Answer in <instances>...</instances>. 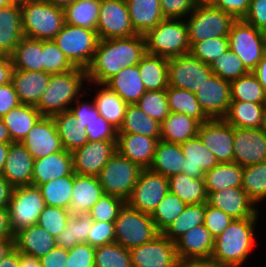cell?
I'll return each instance as SVG.
<instances>
[{
	"label": "cell",
	"instance_id": "cell-18",
	"mask_svg": "<svg viewBox=\"0 0 266 267\" xmlns=\"http://www.w3.org/2000/svg\"><path fill=\"white\" fill-rule=\"evenodd\" d=\"M206 203L222 210L233 219L262 218L263 208L259 210L241 187H227L217 192H207Z\"/></svg>",
	"mask_w": 266,
	"mask_h": 267
},
{
	"label": "cell",
	"instance_id": "cell-80",
	"mask_svg": "<svg viewBox=\"0 0 266 267\" xmlns=\"http://www.w3.org/2000/svg\"><path fill=\"white\" fill-rule=\"evenodd\" d=\"M43 1H46V2L51 3L53 5H57L59 7L64 8L66 5H69L76 0H43Z\"/></svg>",
	"mask_w": 266,
	"mask_h": 267
},
{
	"label": "cell",
	"instance_id": "cell-58",
	"mask_svg": "<svg viewBox=\"0 0 266 267\" xmlns=\"http://www.w3.org/2000/svg\"><path fill=\"white\" fill-rule=\"evenodd\" d=\"M125 203L126 202L119 197L103 194L92 206L89 215L95 221L114 222Z\"/></svg>",
	"mask_w": 266,
	"mask_h": 267
},
{
	"label": "cell",
	"instance_id": "cell-6",
	"mask_svg": "<svg viewBox=\"0 0 266 267\" xmlns=\"http://www.w3.org/2000/svg\"><path fill=\"white\" fill-rule=\"evenodd\" d=\"M115 242L124 248H132L151 241L159 234L150 214L123 205L114 221Z\"/></svg>",
	"mask_w": 266,
	"mask_h": 267
},
{
	"label": "cell",
	"instance_id": "cell-49",
	"mask_svg": "<svg viewBox=\"0 0 266 267\" xmlns=\"http://www.w3.org/2000/svg\"><path fill=\"white\" fill-rule=\"evenodd\" d=\"M73 179L74 173L39 185L45 204L68 210L72 199Z\"/></svg>",
	"mask_w": 266,
	"mask_h": 267
},
{
	"label": "cell",
	"instance_id": "cell-21",
	"mask_svg": "<svg viewBox=\"0 0 266 267\" xmlns=\"http://www.w3.org/2000/svg\"><path fill=\"white\" fill-rule=\"evenodd\" d=\"M34 159L64 150L52 117L42 116L21 141Z\"/></svg>",
	"mask_w": 266,
	"mask_h": 267
},
{
	"label": "cell",
	"instance_id": "cell-15",
	"mask_svg": "<svg viewBox=\"0 0 266 267\" xmlns=\"http://www.w3.org/2000/svg\"><path fill=\"white\" fill-rule=\"evenodd\" d=\"M132 267H177L175 243L159 233L151 241L130 250Z\"/></svg>",
	"mask_w": 266,
	"mask_h": 267
},
{
	"label": "cell",
	"instance_id": "cell-71",
	"mask_svg": "<svg viewBox=\"0 0 266 267\" xmlns=\"http://www.w3.org/2000/svg\"><path fill=\"white\" fill-rule=\"evenodd\" d=\"M177 267H223L211 258L179 259Z\"/></svg>",
	"mask_w": 266,
	"mask_h": 267
},
{
	"label": "cell",
	"instance_id": "cell-20",
	"mask_svg": "<svg viewBox=\"0 0 266 267\" xmlns=\"http://www.w3.org/2000/svg\"><path fill=\"white\" fill-rule=\"evenodd\" d=\"M266 161V134L261 128L234 127L233 162L242 167Z\"/></svg>",
	"mask_w": 266,
	"mask_h": 267
},
{
	"label": "cell",
	"instance_id": "cell-48",
	"mask_svg": "<svg viewBox=\"0 0 266 267\" xmlns=\"http://www.w3.org/2000/svg\"><path fill=\"white\" fill-rule=\"evenodd\" d=\"M204 216L205 203L186 205L183 212L162 232V234L175 243L192 227L204 224Z\"/></svg>",
	"mask_w": 266,
	"mask_h": 267
},
{
	"label": "cell",
	"instance_id": "cell-69",
	"mask_svg": "<svg viewBox=\"0 0 266 267\" xmlns=\"http://www.w3.org/2000/svg\"><path fill=\"white\" fill-rule=\"evenodd\" d=\"M13 70L10 56H0V86L11 82Z\"/></svg>",
	"mask_w": 266,
	"mask_h": 267
},
{
	"label": "cell",
	"instance_id": "cell-47",
	"mask_svg": "<svg viewBox=\"0 0 266 267\" xmlns=\"http://www.w3.org/2000/svg\"><path fill=\"white\" fill-rule=\"evenodd\" d=\"M241 188L261 209V204L266 203V161L243 167Z\"/></svg>",
	"mask_w": 266,
	"mask_h": 267
},
{
	"label": "cell",
	"instance_id": "cell-5",
	"mask_svg": "<svg viewBox=\"0 0 266 267\" xmlns=\"http://www.w3.org/2000/svg\"><path fill=\"white\" fill-rule=\"evenodd\" d=\"M146 53L173 58L190 52L185 19L165 18L145 35Z\"/></svg>",
	"mask_w": 266,
	"mask_h": 267
},
{
	"label": "cell",
	"instance_id": "cell-75",
	"mask_svg": "<svg viewBox=\"0 0 266 267\" xmlns=\"http://www.w3.org/2000/svg\"><path fill=\"white\" fill-rule=\"evenodd\" d=\"M19 267H41L40 259L38 257L19 252Z\"/></svg>",
	"mask_w": 266,
	"mask_h": 267
},
{
	"label": "cell",
	"instance_id": "cell-23",
	"mask_svg": "<svg viewBox=\"0 0 266 267\" xmlns=\"http://www.w3.org/2000/svg\"><path fill=\"white\" fill-rule=\"evenodd\" d=\"M34 158L21 142L9 144L2 176L13 186L31 185Z\"/></svg>",
	"mask_w": 266,
	"mask_h": 267
},
{
	"label": "cell",
	"instance_id": "cell-14",
	"mask_svg": "<svg viewBox=\"0 0 266 267\" xmlns=\"http://www.w3.org/2000/svg\"><path fill=\"white\" fill-rule=\"evenodd\" d=\"M96 32L99 39L126 38L136 35L126 0H101Z\"/></svg>",
	"mask_w": 266,
	"mask_h": 267
},
{
	"label": "cell",
	"instance_id": "cell-28",
	"mask_svg": "<svg viewBox=\"0 0 266 267\" xmlns=\"http://www.w3.org/2000/svg\"><path fill=\"white\" fill-rule=\"evenodd\" d=\"M104 194L97 176L79 175L74 172L72 199L68 208L71 214H89L92 206Z\"/></svg>",
	"mask_w": 266,
	"mask_h": 267
},
{
	"label": "cell",
	"instance_id": "cell-63",
	"mask_svg": "<svg viewBox=\"0 0 266 267\" xmlns=\"http://www.w3.org/2000/svg\"><path fill=\"white\" fill-rule=\"evenodd\" d=\"M161 12L165 18L185 19L194 9L192 0H160Z\"/></svg>",
	"mask_w": 266,
	"mask_h": 267
},
{
	"label": "cell",
	"instance_id": "cell-39",
	"mask_svg": "<svg viewBox=\"0 0 266 267\" xmlns=\"http://www.w3.org/2000/svg\"><path fill=\"white\" fill-rule=\"evenodd\" d=\"M43 40L24 36L10 55L14 69L43 71Z\"/></svg>",
	"mask_w": 266,
	"mask_h": 267
},
{
	"label": "cell",
	"instance_id": "cell-32",
	"mask_svg": "<svg viewBox=\"0 0 266 267\" xmlns=\"http://www.w3.org/2000/svg\"><path fill=\"white\" fill-rule=\"evenodd\" d=\"M104 85L127 104H136L147 91L142 83L138 64L123 68Z\"/></svg>",
	"mask_w": 266,
	"mask_h": 267
},
{
	"label": "cell",
	"instance_id": "cell-54",
	"mask_svg": "<svg viewBox=\"0 0 266 267\" xmlns=\"http://www.w3.org/2000/svg\"><path fill=\"white\" fill-rule=\"evenodd\" d=\"M209 66L213 74L230 82L249 72L242 60L231 50L219 56Z\"/></svg>",
	"mask_w": 266,
	"mask_h": 267
},
{
	"label": "cell",
	"instance_id": "cell-61",
	"mask_svg": "<svg viewBox=\"0 0 266 267\" xmlns=\"http://www.w3.org/2000/svg\"><path fill=\"white\" fill-rule=\"evenodd\" d=\"M115 242L114 222L95 221L88 234V244L97 248Z\"/></svg>",
	"mask_w": 266,
	"mask_h": 267
},
{
	"label": "cell",
	"instance_id": "cell-4",
	"mask_svg": "<svg viewBox=\"0 0 266 267\" xmlns=\"http://www.w3.org/2000/svg\"><path fill=\"white\" fill-rule=\"evenodd\" d=\"M21 21L24 36L53 40L65 24L64 9L43 0H21Z\"/></svg>",
	"mask_w": 266,
	"mask_h": 267
},
{
	"label": "cell",
	"instance_id": "cell-76",
	"mask_svg": "<svg viewBox=\"0 0 266 267\" xmlns=\"http://www.w3.org/2000/svg\"><path fill=\"white\" fill-rule=\"evenodd\" d=\"M14 248V239H0V261Z\"/></svg>",
	"mask_w": 266,
	"mask_h": 267
},
{
	"label": "cell",
	"instance_id": "cell-56",
	"mask_svg": "<svg viewBox=\"0 0 266 267\" xmlns=\"http://www.w3.org/2000/svg\"><path fill=\"white\" fill-rule=\"evenodd\" d=\"M229 51L228 37H218L193 43L190 46V54L210 65L219 56Z\"/></svg>",
	"mask_w": 266,
	"mask_h": 267
},
{
	"label": "cell",
	"instance_id": "cell-9",
	"mask_svg": "<svg viewBox=\"0 0 266 267\" xmlns=\"http://www.w3.org/2000/svg\"><path fill=\"white\" fill-rule=\"evenodd\" d=\"M53 41L75 67L86 69L93 59L99 38L96 30L65 23Z\"/></svg>",
	"mask_w": 266,
	"mask_h": 267
},
{
	"label": "cell",
	"instance_id": "cell-16",
	"mask_svg": "<svg viewBox=\"0 0 266 267\" xmlns=\"http://www.w3.org/2000/svg\"><path fill=\"white\" fill-rule=\"evenodd\" d=\"M197 136L219 163L233 162L234 127L224 119H210L200 124Z\"/></svg>",
	"mask_w": 266,
	"mask_h": 267
},
{
	"label": "cell",
	"instance_id": "cell-35",
	"mask_svg": "<svg viewBox=\"0 0 266 267\" xmlns=\"http://www.w3.org/2000/svg\"><path fill=\"white\" fill-rule=\"evenodd\" d=\"M184 160L185 157L180 144L159 140L149 169L169 178L172 175L182 173Z\"/></svg>",
	"mask_w": 266,
	"mask_h": 267
},
{
	"label": "cell",
	"instance_id": "cell-17",
	"mask_svg": "<svg viewBox=\"0 0 266 267\" xmlns=\"http://www.w3.org/2000/svg\"><path fill=\"white\" fill-rule=\"evenodd\" d=\"M116 152V140L88 141L72 153L73 170L79 175L98 176Z\"/></svg>",
	"mask_w": 266,
	"mask_h": 267
},
{
	"label": "cell",
	"instance_id": "cell-22",
	"mask_svg": "<svg viewBox=\"0 0 266 267\" xmlns=\"http://www.w3.org/2000/svg\"><path fill=\"white\" fill-rule=\"evenodd\" d=\"M160 138L141 134H117L116 152L139 164L143 169L149 168L153 162L156 146Z\"/></svg>",
	"mask_w": 266,
	"mask_h": 267
},
{
	"label": "cell",
	"instance_id": "cell-74",
	"mask_svg": "<svg viewBox=\"0 0 266 267\" xmlns=\"http://www.w3.org/2000/svg\"><path fill=\"white\" fill-rule=\"evenodd\" d=\"M0 267H19V251L15 247L0 261Z\"/></svg>",
	"mask_w": 266,
	"mask_h": 267
},
{
	"label": "cell",
	"instance_id": "cell-44",
	"mask_svg": "<svg viewBox=\"0 0 266 267\" xmlns=\"http://www.w3.org/2000/svg\"><path fill=\"white\" fill-rule=\"evenodd\" d=\"M101 0H76L64 9L65 23L96 30Z\"/></svg>",
	"mask_w": 266,
	"mask_h": 267
},
{
	"label": "cell",
	"instance_id": "cell-55",
	"mask_svg": "<svg viewBox=\"0 0 266 267\" xmlns=\"http://www.w3.org/2000/svg\"><path fill=\"white\" fill-rule=\"evenodd\" d=\"M42 53L43 71L49 74L65 73L75 68L53 40H43Z\"/></svg>",
	"mask_w": 266,
	"mask_h": 267
},
{
	"label": "cell",
	"instance_id": "cell-68",
	"mask_svg": "<svg viewBox=\"0 0 266 267\" xmlns=\"http://www.w3.org/2000/svg\"><path fill=\"white\" fill-rule=\"evenodd\" d=\"M68 250L55 246L44 256H41V267H67L68 266Z\"/></svg>",
	"mask_w": 266,
	"mask_h": 267
},
{
	"label": "cell",
	"instance_id": "cell-8",
	"mask_svg": "<svg viewBox=\"0 0 266 267\" xmlns=\"http://www.w3.org/2000/svg\"><path fill=\"white\" fill-rule=\"evenodd\" d=\"M142 170L139 164L115 152L97 177L104 194L119 197L126 202Z\"/></svg>",
	"mask_w": 266,
	"mask_h": 267
},
{
	"label": "cell",
	"instance_id": "cell-53",
	"mask_svg": "<svg viewBox=\"0 0 266 267\" xmlns=\"http://www.w3.org/2000/svg\"><path fill=\"white\" fill-rule=\"evenodd\" d=\"M136 105L159 123H162L170 113L166 90L146 91Z\"/></svg>",
	"mask_w": 266,
	"mask_h": 267
},
{
	"label": "cell",
	"instance_id": "cell-65",
	"mask_svg": "<svg viewBox=\"0 0 266 267\" xmlns=\"http://www.w3.org/2000/svg\"><path fill=\"white\" fill-rule=\"evenodd\" d=\"M247 23L262 30L266 27V0H251L249 10L243 18Z\"/></svg>",
	"mask_w": 266,
	"mask_h": 267
},
{
	"label": "cell",
	"instance_id": "cell-51",
	"mask_svg": "<svg viewBox=\"0 0 266 267\" xmlns=\"http://www.w3.org/2000/svg\"><path fill=\"white\" fill-rule=\"evenodd\" d=\"M185 207L186 204L178 196L168 191L151 214L157 231L162 233L183 212Z\"/></svg>",
	"mask_w": 266,
	"mask_h": 267
},
{
	"label": "cell",
	"instance_id": "cell-25",
	"mask_svg": "<svg viewBox=\"0 0 266 267\" xmlns=\"http://www.w3.org/2000/svg\"><path fill=\"white\" fill-rule=\"evenodd\" d=\"M185 157L182 173L191 178H204L205 172L217 166L215 155L204 145L198 136L180 144Z\"/></svg>",
	"mask_w": 266,
	"mask_h": 267
},
{
	"label": "cell",
	"instance_id": "cell-67",
	"mask_svg": "<svg viewBox=\"0 0 266 267\" xmlns=\"http://www.w3.org/2000/svg\"><path fill=\"white\" fill-rule=\"evenodd\" d=\"M20 101L12 82L0 86V118L18 107Z\"/></svg>",
	"mask_w": 266,
	"mask_h": 267
},
{
	"label": "cell",
	"instance_id": "cell-72",
	"mask_svg": "<svg viewBox=\"0 0 266 267\" xmlns=\"http://www.w3.org/2000/svg\"><path fill=\"white\" fill-rule=\"evenodd\" d=\"M14 187L0 175V208H8Z\"/></svg>",
	"mask_w": 266,
	"mask_h": 267
},
{
	"label": "cell",
	"instance_id": "cell-46",
	"mask_svg": "<svg viewBox=\"0 0 266 267\" xmlns=\"http://www.w3.org/2000/svg\"><path fill=\"white\" fill-rule=\"evenodd\" d=\"M94 219L89 214H71L66 228L55 238L56 246L72 249L80 243H88V234Z\"/></svg>",
	"mask_w": 266,
	"mask_h": 267
},
{
	"label": "cell",
	"instance_id": "cell-34",
	"mask_svg": "<svg viewBox=\"0 0 266 267\" xmlns=\"http://www.w3.org/2000/svg\"><path fill=\"white\" fill-rule=\"evenodd\" d=\"M200 123L182 113H169L161 123L160 140L181 144L197 136Z\"/></svg>",
	"mask_w": 266,
	"mask_h": 267
},
{
	"label": "cell",
	"instance_id": "cell-40",
	"mask_svg": "<svg viewBox=\"0 0 266 267\" xmlns=\"http://www.w3.org/2000/svg\"><path fill=\"white\" fill-rule=\"evenodd\" d=\"M63 148L73 152L88 142L86 127L77 123L75 116L70 110L57 113L52 116Z\"/></svg>",
	"mask_w": 266,
	"mask_h": 267
},
{
	"label": "cell",
	"instance_id": "cell-59",
	"mask_svg": "<svg viewBox=\"0 0 266 267\" xmlns=\"http://www.w3.org/2000/svg\"><path fill=\"white\" fill-rule=\"evenodd\" d=\"M87 92L83 93L71 106L70 111L75 116L77 123L83 127L88 126L92 121L100 117L98 109L95 107L94 101L87 96ZM83 97V98H82ZM87 97V98H86ZM88 99V101L86 100ZM90 99V100H89Z\"/></svg>",
	"mask_w": 266,
	"mask_h": 267
},
{
	"label": "cell",
	"instance_id": "cell-12",
	"mask_svg": "<svg viewBox=\"0 0 266 267\" xmlns=\"http://www.w3.org/2000/svg\"><path fill=\"white\" fill-rule=\"evenodd\" d=\"M213 74L210 66L190 53L169 58L168 86L196 93L201 85Z\"/></svg>",
	"mask_w": 266,
	"mask_h": 267
},
{
	"label": "cell",
	"instance_id": "cell-3",
	"mask_svg": "<svg viewBox=\"0 0 266 267\" xmlns=\"http://www.w3.org/2000/svg\"><path fill=\"white\" fill-rule=\"evenodd\" d=\"M86 84V69L80 67L65 73L52 74L35 108L42 116L47 117L67 111L86 92Z\"/></svg>",
	"mask_w": 266,
	"mask_h": 267
},
{
	"label": "cell",
	"instance_id": "cell-37",
	"mask_svg": "<svg viewBox=\"0 0 266 267\" xmlns=\"http://www.w3.org/2000/svg\"><path fill=\"white\" fill-rule=\"evenodd\" d=\"M265 110L266 104L231 101L223 119L236 128H261Z\"/></svg>",
	"mask_w": 266,
	"mask_h": 267
},
{
	"label": "cell",
	"instance_id": "cell-41",
	"mask_svg": "<svg viewBox=\"0 0 266 267\" xmlns=\"http://www.w3.org/2000/svg\"><path fill=\"white\" fill-rule=\"evenodd\" d=\"M168 179L169 191L178 196L186 205L207 201L204 178H191L187 174L179 173Z\"/></svg>",
	"mask_w": 266,
	"mask_h": 267
},
{
	"label": "cell",
	"instance_id": "cell-13",
	"mask_svg": "<svg viewBox=\"0 0 266 267\" xmlns=\"http://www.w3.org/2000/svg\"><path fill=\"white\" fill-rule=\"evenodd\" d=\"M169 191V179L161 174L143 169L126 203L140 212L152 214Z\"/></svg>",
	"mask_w": 266,
	"mask_h": 267
},
{
	"label": "cell",
	"instance_id": "cell-7",
	"mask_svg": "<svg viewBox=\"0 0 266 267\" xmlns=\"http://www.w3.org/2000/svg\"><path fill=\"white\" fill-rule=\"evenodd\" d=\"M236 19L214 6L195 7L185 18L190 46L193 43L227 37Z\"/></svg>",
	"mask_w": 266,
	"mask_h": 267
},
{
	"label": "cell",
	"instance_id": "cell-11",
	"mask_svg": "<svg viewBox=\"0 0 266 267\" xmlns=\"http://www.w3.org/2000/svg\"><path fill=\"white\" fill-rule=\"evenodd\" d=\"M227 37L229 50L252 72L266 53L261 30L240 19L234 22Z\"/></svg>",
	"mask_w": 266,
	"mask_h": 267
},
{
	"label": "cell",
	"instance_id": "cell-43",
	"mask_svg": "<svg viewBox=\"0 0 266 267\" xmlns=\"http://www.w3.org/2000/svg\"><path fill=\"white\" fill-rule=\"evenodd\" d=\"M243 167L235 162L219 163L204 175L206 192L242 186Z\"/></svg>",
	"mask_w": 266,
	"mask_h": 267
},
{
	"label": "cell",
	"instance_id": "cell-66",
	"mask_svg": "<svg viewBox=\"0 0 266 267\" xmlns=\"http://www.w3.org/2000/svg\"><path fill=\"white\" fill-rule=\"evenodd\" d=\"M251 0H216L214 7L233 16L236 20L243 19L249 10Z\"/></svg>",
	"mask_w": 266,
	"mask_h": 267
},
{
	"label": "cell",
	"instance_id": "cell-50",
	"mask_svg": "<svg viewBox=\"0 0 266 267\" xmlns=\"http://www.w3.org/2000/svg\"><path fill=\"white\" fill-rule=\"evenodd\" d=\"M231 101L266 104V93L253 72L230 82Z\"/></svg>",
	"mask_w": 266,
	"mask_h": 267
},
{
	"label": "cell",
	"instance_id": "cell-33",
	"mask_svg": "<svg viewBox=\"0 0 266 267\" xmlns=\"http://www.w3.org/2000/svg\"><path fill=\"white\" fill-rule=\"evenodd\" d=\"M130 21L137 34L145 35L165 19L160 0H126Z\"/></svg>",
	"mask_w": 266,
	"mask_h": 267
},
{
	"label": "cell",
	"instance_id": "cell-73",
	"mask_svg": "<svg viewBox=\"0 0 266 267\" xmlns=\"http://www.w3.org/2000/svg\"><path fill=\"white\" fill-rule=\"evenodd\" d=\"M252 72L255 74L266 93V53Z\"/></svg>",
	"mask_w": 266,
	"mask_h": 267
},
{
	"label": "cell",
	"instance_id": "cell-19",
	"mask_svg": "<svg viewBox=\"0 0 266 267\" xmlns=\"http://www.w3.org/2000/svg\"><path fill=\"white\" fill-rule=\"evenodd\" d=\"M195 96L210 119H223L231 103L230 81L212 74L197 90Z\"/></svg>",
	"mask_w": 266,
	"mask_h": 267
},
{
	"label": "cell",
	"instance_id": "cell-30",
	"mask_svg": "<svg viewBox=\"0 0 266 267\" xmlns=\"http://www.w3.org/2000/svg\"><path fill=\"white\" fill-rule=\"evenodd\" d=\"M23 37L20 1L1 7L0 56H10Z\"/></svg>",
	"mask_w": 266,
	"mask_h": 267
},
{
	"label": "cell",
	"instance_id": "cell-2",
	"mask_svg": "<svg viewBox=\"0 0 266 267\" xmlns=\"http://www.w3.org/2000/svg\"><path fill=\"white\" fill-rule=\"evenodd\" d=\"M260 218L233 219L229 226L214 239L211 259L223 267H244L249 264L255 247ZM252 253V254H251Z\"/></svg>",
	"mask_w": 266,
	"mask_h": 267
},
{
	"label": "cell",
	"instance_id": "cell-1",
	"mask_svg": "<svg viewBox=\"0 0 266 267\" xmlns=\"http://www.w3.org/2000/svg\"><path fill=\"white\" fill-rule=\"evenodd\" d=\"M146 54L144 35L99 39L90 65L86 68L88 84H105L123 68L134 66Z\"/></svg>",
	"mask_w": 266,
	"mask_h": 267
},
{
	"label": "cell",
	"instance_id": "cell-62",
	"mask_svg": "<svg viewBox=\"0 0 266 267\" xmlns=\"http://www.w3.org/2000/svg\"><path fill=\"white\" fill-rule=\"evenodd\" d=\"M95 248L88 243H80L68 250L67 267H95Z\"/></svg>",
	"mask_w": 266,
	"mask_h": 267
},
{
	"label": "cell",
	"instance_id": "cell-64",
	"mask_svg": "<svg viewBox=\"0 0 266 267\" xmlns=\"http://www.w3.org/2000/svg\"><path fill=\"white\" fill-rule=\"evenodd\" d=\"M88 141L116 140L117 129L108 123L102 116L86 126Z\"/></svg>",
	"mask_w": 266,
	"mask_h": 267
},
{
	"label": "cell",
	"instance_id": "cell-52",
	"mask_svg": "<svg viewBox=\"0 0 266 267\" xmlns=\"http://www.w3.org/2000/svg\"><path fill=\"white\" fill-rule=\"evenodd\" d=\"M95 267H132L130 250L116 242L95 248Z\"/></svg>",
	"mask_w": 266,
	"mask_h": 267
},
{
	"label": "cell",
	"instance_id": "cell-79",
	"mask_svg": "<svg viewBox=\"0 0 266 267\" xmlns=\"http://www.w3.org/2000/svg\"><path fill=\"white\" fill-rule=\"evenodd\" d=\"M195 7H208V6H214L216 3V0H192Z\"/></svg>",
	"mask_w": 266,
	"mask_h": 267
},
{
	"label": "cell",
	"instance_id": "cell-38",
	"mask_svg": "<svg viewBox=\"0 0 266 267\" xmlns=\"http://www.w3.org/2000/svg\"><path fill=\"white\" fill-rule=\"evenodd\" d=\"M42 117L33 105L20 104L2 117L12 142H21Z\"/></svg>",
	"mask_w": 266,
	"mask_h": 267
},
{
	"label": "cell",
	"instance_id": "cell-24",
	"mask_svg": "<svg viewBox=\"0 0 266 267\" xmlns=\"http://www.w3.org/2000/svg\"><path fill=\"white\" fill-rule=\"evenodd\" d=\"M74 173L72 153L62 150L34 159L31 185L39 186Z\"/></svg>",
	"mask_w": 266,
	"mask_h": 267
},
{
	"label": "cell",
	"instance_id": "cell-42",
	"mask_svg": "<svg viewBox=\"0 0 266 267\" xmlns=\"http://www.w3.org/2000/svg\"><path fill=\"white\" fill-rule=\"evenodd\" d=\"M161 123L146 115L136 104H128L117 134H141L160 138Z\"/></svg>",
	"mask_w": 266,
	"mask_h": 267
},
{
	"label": "cell",
	"instance_id": "cell-60",
	"mask_svg": "<svg viewBox=\"0 0 266 267\" xmlns=\"http://www.w3.org/2000/svg\"><path fill=\"white\" fill-rule=\"evenodd\" d=\"M232 220L231 216L205 202L204 226L214 239L229 226Z\"/></svg>",
	"mask_w": 266,
	"mask_h": 267
},
{
	"label": "cell",
	"instance_id": "cell-77",
	"mask_svg": "<svg viewBox=\"0 0 266 267\" xmlns=\"http://www.w3.org/2000/svg\"><path fill=\"white\" fill-rule=\"evenodd\" d=\"M0 143H13L10 133L2 118H0Z\"/></svg>",
	"mask_w": 266,
	"mask_h": 267
},
{
	"label": "cell",
	"instance_id": "cell-27",
	"mask_svg": "<svg viewBox=\"0 0 266 267\" xmlns=\"http://www.w3.org/2000/svg\"><path fill=\"white\" fill-rule=\"evenodd\" d=\"M88 85L89 84H87L86 92L89 94L88 96H93L92 98L95 107L98 109L100 116H102L108 123L118 130L122 125L128 104L104 84L90 83V85Z\"/></svg>",
	"mask_w": 266,
	"mask_h": 267
},
{
	"label": "cell",
	"instance_id": "cell-70",
	"mask_svg": "<svg viewBox=\"0 0 266 267\" xmlns=\"http://www.w3.org/2000/svg\"><path fill=\"white\" fill-rule=\"evenodd\" d=\"M0 239H14L9 222L8 208H0Z\"/></svg>",
	"mask_w": 266,
	"mask_h": 267
},
{
	"label": "cell",
	"instance_id": "cell-10",
	"mask_svg": "<svg viewBox=\"0 0 266 267\" xmlns=\"http://www.w3.org/2000/svg\"><path fill=\"white\" fill-rule=\"evenodd\" d=\"M46 204L37 186L25 185L14 187L8 205L9 222L15 234L22 228L36 225L39 215Z\"/></svg>",
	"mask_w": 266,
	"mask_h": 267
},
{
	"label": "cell",
	"instance_id": "cell-57",
	"mask_svg": "<svg viewBox=\"0 0 266 267\" xmlns=\"http://www.w3.org/2000/svg\"><path fill=\"white\" fill-rule=\"evenodd\" d=\"M70 216L71 213L67 209L46 205L39 215L37 225L56 238L66 228Z\"/></svg>",
	"mask_w": 266,
	"mask_h": 267
},
{
	"label": "cell",
	"instance_id": "cell-78",
	"mask_svg": "<svg viewBox=\"0 0 266 267\" xmlns=\"http://www.w3.org/2000/svg\"><path fill=\"white\" fill-rule=\"evenodd\" d=\"M10 143H0V175L3 172Z\"/></svg>",
	"mask_w": 266,
	"mask_h": 267
},
{
	"label": "cell",
	"instance_id": "cell-29",
	"mask_svg": "<svg viewBox=\"0 0 266 267\" xmlns=\"http://www.w3.org/2000/svg\"><path fill=\"white\" fill-rule=\"evenodd\" d=\"M178 259L211 258L214 248V238L202 225L192 227L176 242Z\"/></svg>",
	"mask_w": 266,
	"mask_h": 267
},
{
	"label": "cell",
	"instance_id": "cell-26",
	"mask_svg": "<svg viewBox=\"0 0 266 267\" xmlns=\"http://www.w3.org/2000/svg\"><path fill=\"white\" fill-rule=\"evenodd\" d=\"M51 75L45 71L14 69L11 82L20 104L36 106L48 86Z\"/></svg>",
	"mask_w": 266,
	"mask_h": 267
},
{
	"label": "cell",
	"instance_id": "cell-45",
	"mask_svg": "<svg viewBox=\"0 0 266 267\" xmlns=\"http://www.w3.org/2000/svg\"><path fill=\"white\" fill-rule=\"evenodd\" d=\"M166 94L171 113L185 114L197 120L200 124L210 120L201 108L194 93L185 89L168 86Z\"/></svg>",
	"mask_w": 266,
	"mask_h": 267
},
{
	"label": "cell",
	"instance_id": "cell-36",
	"mask_svg": "<svg viewBox=\"0 0 266 267\" xmlns=\"http://www.w3.org/2000/svg\"><path fill=\"white\" fill-rule=\"evenodd\" d=\"M169 59L146 53L138 63L142 83L147 91L166 90L168 88Z\"/></svg>",
	"mask_w": 266,
	"mask_h": 267
},
{
	"label": "cell",
	"instance_id": "cell-31",
	"mask_svg": "<svg viewBox=\"0 0 266 267\" xmlns=\"http://www.w3.org/2000/svg\"><path fill=\"white\" fill-rule=\"evenodd\" d=\"M55 246V237L37 224L22 228L14 234V247L34 257L44 256Z\"/></svg>",
	"mask_w": 266,
	"mask_h": 267
}]
</instances>
